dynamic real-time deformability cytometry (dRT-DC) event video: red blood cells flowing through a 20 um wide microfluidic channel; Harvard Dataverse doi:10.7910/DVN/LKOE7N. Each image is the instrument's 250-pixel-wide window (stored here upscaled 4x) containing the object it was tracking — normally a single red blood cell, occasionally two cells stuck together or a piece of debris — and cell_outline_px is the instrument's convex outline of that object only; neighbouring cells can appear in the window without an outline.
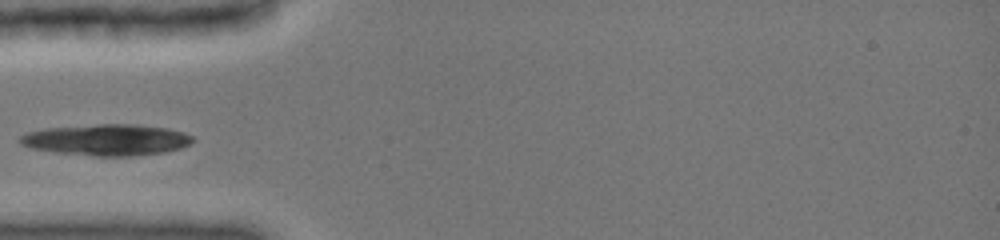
{"species": "common noctule bat (a hibernating species)", "species_latin": "Nyctalus noctula", "temperature_condition": "cold", "stored_images_in_passage": 7, "camera_frame_rate_fps": 3000, "um_per_image_px": 0.085, "animal": {"sex": "female", "body_mass_g": 19.0, "forearm_length_mm": 51.5}, "frame": {"image": 1, "passage_image": 6, "time_ms": 3.667, "image_size_px": [1000, 240], "cell_outline_px": [[196, 140], [180, 148], [164, 152], [132, 156], [96, 156], [56, 152], [32, 148], [20, 144], [16, 140], [20, 136], [28, 132], [44, 128], [100, 124], [136, 124], [168, 128], [184, 132], [192, 136]], "centroid_in_image_um": [9.07, 11.88], "position_along_channel_um": 75.9, "area_um2": 31.56}}